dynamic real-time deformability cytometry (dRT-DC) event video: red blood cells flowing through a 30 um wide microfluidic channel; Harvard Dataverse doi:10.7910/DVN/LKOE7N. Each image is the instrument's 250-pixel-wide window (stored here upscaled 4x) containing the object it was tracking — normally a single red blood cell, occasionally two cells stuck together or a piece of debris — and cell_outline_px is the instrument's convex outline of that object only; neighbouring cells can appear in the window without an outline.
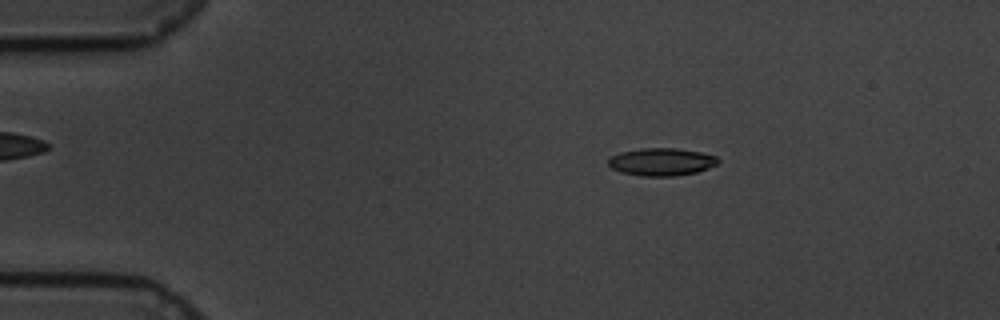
{"species": "common noctule bat (a hibernating species)", "species_latin": "Nyctalus noctula", "temperature_condition": "cold", "stored_images_in_passage": 59, "camera_frame_rate_fps": 3000, "um_per_image_px": 0.085, "animal": {"sex": "male", "body_mass_g": 19.5, "forearm_length_mm": 54.6}, "frame": {"image": 1, "passage_image": 10, "time_ms": 3.0, "image_size_px": [1000, 320], "cell_outline_px": [[720, 160], [716, 164], [708, 168], [696, 172], [672, 176], [640, 176], [620, 172], [612, 168], [608, 164], [608, 160], [612, 156], [620, 152], [640, 148], [676, 148], [700, 152], [716, 156]], "centroid_in_image_um": [56.21, 13.75], "position_along_channel_um": 28.8, "area_um2": 17.63}}
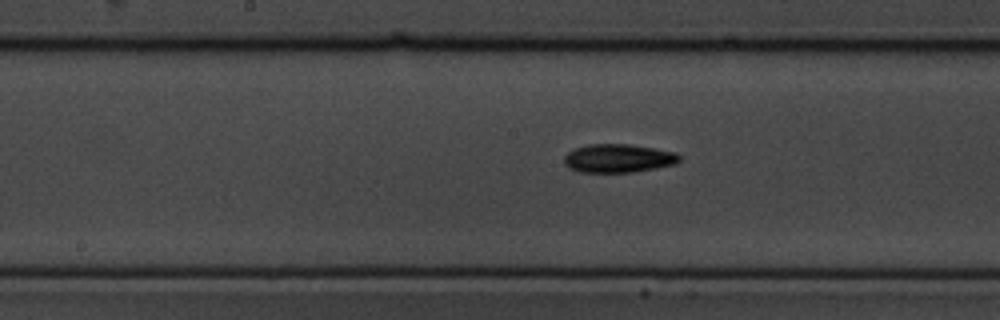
{"frame": {"image": 2, "passage_image": 30, "time_ms": 9.667, "image_size_px": [1000, 320], "cell_outline_px": [[680, 160], [676, 164], [656, 168], [632, 172], [580, 172], [568, 168], [564, 164], [564, 156], [568, 152], [576, 148], [588, 144], [628, 144], [676, 152], [680, 156]], "centroid_in_image_um": [52.54, 13.46], "position_along_channel_um": 195.7, "area_um2": 19.13}}
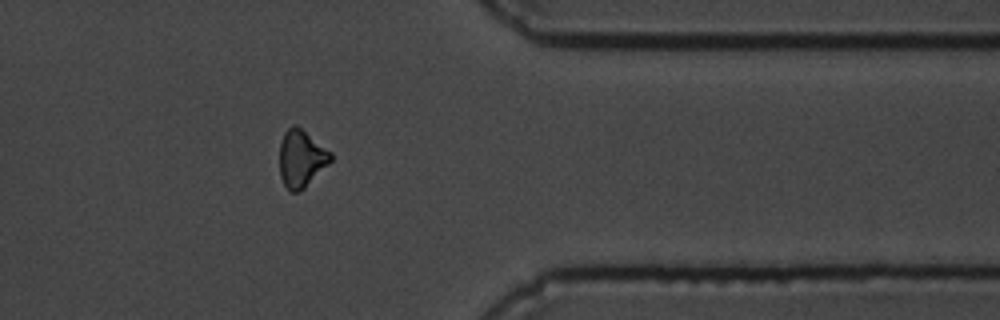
{"frame": {"image": 3, "passage_image": 48, "time_ms": 15.667, "image_size_px": [1000, 320], "cell_outline_px": [[332, 160], [304, 188], [296, 192], [288, 192], [280, 176], [280, 144], [284, 132], [292, 124], [296, 124], [332, 152]], "centroid_in_image_um": [25.6, 13.46], "position_along_channel_um": 385.8, "area_um2": 17.05}, "authors_computed_cell_mechanics": {"area_um2": 17.5134, "velocity_mm_per_s": 3.3852, "shape_relaxation_time_tau1_ms": 4.4054, "shape_relaxation_time_tau2_ms": null, "deformation_change_tau1": 0.12, "deformation_change_tau2": null}}